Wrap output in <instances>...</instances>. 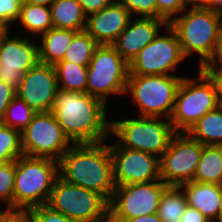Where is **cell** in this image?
<instances>
[{
    "label": "cell",
    "mask_w": 222,
    "mask_h": 222,
    "mask_svg": "<svg viewBox=\"0 0 222 222\" xmlns=\"http://www.w3.org/2000/svg\"><path fill=\"white\" fill-rule=\"evenodd\" d=\"M193 181L222 184V145H204Z\"/></svg>",
    "instance_id": "cb8c5ba5"
},
{
    "label": "cell",
    "mask_w": 222,
    "mask_h": 222,
    "mask_svg": "<svg viewBox=\"0 0 222 222\" xmlns=\"http://www.w3.org/2000/svg\"><path fill=\"white\" fill-rule=\"evenodd\" d=\"M187 206L182 189L168 186L161 196L157 214L163 222H179Z\"/></svg>",
    "instance_id": "484cf974"
},
{
    "label": "cell",
    "mask_w": 222,
    "mask_h": 222,
    "mask_svg": "<svg viewBox=\"0 0 222 222\" xmlns=\"http://www.w3.org/2000/svg\"><path fill=\"white\" fill-rule=\"evenodd\" d=\"M206 8L222 14V0H207Z\"/></svg>",
    "instance_id": "ee69618b"
},
{
    "label": "cell",
    "mask_w": 222,
    "mask_h": 222,
    "mask_svg": "<svg viewBox=\"0 0 222 222\" xmlns=\"http://www.w3.org/2000/svg\"><path fill=\"white\" fill-rule=\"evenodd\" d=\"M76 222H107L109 202L100 194L58 177L46 204Z\"/></svg>",
    "instance_id": "9c48e42d"
},
{
    "label": "cell",
    "mask_w": 222,
    "mask_h": 222,
    "mask_svg": "<svg viewBox=\"0 0 222 222\" xmlns=\"http://www.w3.org/2000/svg\"><path fill=\"white\" fill-rule=\"evenodd\" d=\"M7 211L6 207H2L0 205V218L2 217V215Z\"/></svg>",
    "instance_id": "7dc6e473"
},
{
    "label": "cell",
    "mask_w": 222,
    "mask_h": 222,
    "mask_svg": "<svg viewBox=\"0 0 222 222\" xmlns=\"http://www.w3.org/2000/svg\"><path fill=\"white\" fill-rule=\"evenodd\" d=\"M207 0H182L185 9L206 8Z\"/></svg>",
    "instance_id": "b9f144b4"
},
{
    "label": "cell",
    "mask_w": 222,
    "mask_h": 222,
    "mask_svg": "<svg viewBox=\"0 0 222 222\" xmlns=\"http://www.w3.org/2000/svg\"><path fill=\"white\" fill-rule=\"evenodd\" d=\"M16 96V89L0 80V122L4 119L6 109Z\"/></svg>",
    "instance_id": "e575fe53"
},
{
    "label": "cell",
    "mask_w": 222,
    "mask_h": 222,
    "mask_svg": "<svg viewBox=\"0 0 222 222\" xmlns=\"http://www.w3.org/2000/svg\"><path fill=\"white\" fill-rule=\"evenodd\" d=\"M220 197H221L220 209L216 217V220L214 222H222V184L220 185Z\"/></svg>",
    "instance_id": "bcb514c9"
},
{
    "label": "cell",
    "mask_w": 222,
    "mask_h": 222,
    "mask_svg": "<svg viewBox=\"0 0 222 222\" xmlns=\"http://www.w3.org/2000/svg\"><path fill=\"white\" fill-rule=\"evenodd\" d=\"M107 222H117V221H114V220H111L110 218H108Z\"/></svg>",
    "instance_id": "681fc988"
},
{
    "label": "cell",
    "mask_w": 222,
    "mask_h": 222,
    "mask_svg": "<svg viewBox=\"0 0 222 222\" xmlns=\"http://www.w3.org/2000/svg\"><path fill=\"white\" fill-rule=\"evenodd\" d=\"M38 62L36 38L12 32L0 43V80L16 90L20 86L23 74Z\"/></svg>",
    "instance_id": "5bb4252c"
},
{
    "label": "cell",
    "mask_w": 222,
    "mask_h": 222,
    "mask_svg": "<svg viewBox=\"0 0 222 222\" xmlns=\"http://www.w3.org/2000/svg\"><path fill=\"white\" fill-rule=\"evenodd\" d=\"M186 133L202 145H222V106L207 112Z\"/></svg>",
    "instance_id": "603a6c76"
},
{
    "label": "cell",
    "mask_w": 222,
    "mask_h": 222,
    "mask_svg": "<svg viewBox=\"0 0 222 222\" xmlns=\"http://www.w3.org/2000/svg\"><path fill=\"white\" fill-rule=\"evenodd\" d=\"M54 28L84 31L87 15L77 0H54L49 6Z\"/></svg>",
    "instance_id": "7402d4cb"
},
{
    "label": "cell",
    "mask_w": 222,
    "mask_h": 222,
    "mask_svg": "<svg viewBox=\"0 0 222 222\" xmlns=\"http://www.w3.org/2000/svg\"><path fill=\"white\" fill-rule=\"evenodd\" d=\"M24 0H0V19L13 28L19 20L20 10Z\"/></svg>",
    "instance_id": "836d02e7"
},
{
    "label": "cell",
    "mask_w": 222,
    "mask_h": 222,
    "mask_svg": "<svg viewBox=\"0 0 222 222\" xmlns=\"http://www.w3.org/2000/svg\"><path fill=\"white\" fill-rule=\"evenodd\" d=\"M163 30L132 60L129 74L178 75V68L187 58L174 29L167 24Z\"/></svg>",
    "instance_id": "30bf717a"
},
{
    "label": "cell",
    "mask_w": 222,
    "mask_h": 222,
    "mask_svg": "<svg viewBox=\"0 0 222 222\" xmlns=\"http://www.w3.org/2000/svg\"><path fill=\"white\" fill-rule=\"evenodd\" d=\"M98 46L97 41L86 30L77 32L61 61L88 66Z\"/></svg>",
    "instance_id": "4316f807"
},
{
    "label": "cell",
    "mask_w": 222,
    "mask_h": 222,
    "mask_svg": "<svg viewBox=\"0 0 222 222\" xmlns=\"http://www.w3.org/2000/svg\"><path fill=\"white\" fill-rule=\"evenodd\" d=\"M168 186L160 179L148 183L115 185L109 202V218L117 222L157 213Z\"/></svg>",
    "instance_id": "7c38bea8"
},
{
    "label": "cell",
    "mask_w": 222,
    "mask_h": 222,
    "mask_svg": "<svg viewBox=\"0 0 222 222\" xmlns=\"http://www.w3.org/2000/svg\"><path fill=\"white\" fill-rule=\"evenodd\" d=\"M17 25L19 27L21 26L18 29H24L23 31L25 32L22 30H18V32ZM51 28H53V24L49 6L37 5L23 1L19 20L16 22L13 29V31L16 29L15 33L37 39L40 35L46 33Z\"/></svg>",
    "instance_id": "ffe728a7"
},
{
    "label": "cell",
    "mask_w": 222,
    "mask_h": 222,
    "mask_svg": "<svg viewBox=\"0 0 222 222\" xmlns=\"http://www.w3.org/2000/svg\"><path fill=\"white\" fill-rule=\"evenodd\" d=\"M112 118L110 136L125 148L141 150L160 158L176 134L170 119L136 116ZM118 139V140H117Z\"/></svg>",
    "instance_id": "5b68a950"
},
{
    "label": "cell",
    "mask_w": 222,
    "mask_h": 222,
    "mask_svg": "<svg viewBox=\"0 0 222 222\" xmlns=\"http://www.w3.org/2000/svg\"><path fill=\"white\" fill-rule=\"evenodd\" d=\"M115 185L148 183L160 180L159 158L153 154L110 143Z\"/></svg>",
    "instance_id": "9a60e30c"
},
{
    "label": "cell",
    "mask_w": 222,
    "mask_h": 222,
    "mask_svg": "<svg viewBox=\"0 0 222 222\" xmlns=\"http://www.w3.org/2000/svg\"><path fill=\"white\" fill-rule=\"evenodd\" d=\"M24 2H29L32 4L43 5V6H50L54 2V0H24Z\"/></svg>",
    "instance_id": "f6af8a7d"
},
{
    "label": "cell",
    "mask_w": 222,
    "mask_h": 222,
    "mask_svg": "<svg viewBox=\"0 0 222 222\" xmlns=\"http://www.w3.org/2000/svg\"><path fill=\"white\" fill-rule=\"evenodd\" d=\"M108 109L101 99L88 93L58 88L51 111L73 144H94L111 137Z\"/></svg>",
    "instance_id": "6da1fadb"
},
{
    "label": "cell",
    "mask_w": 222,
    "mask_h": 222,
    "mask_svg": "<svg viewBox=\"0 0 222 222\" xmlns=\"http://www.w3.org/2000/svg\"><path fill=\"white\" fill-rule=\"evenodd\" d=\"M132 15L117 0L87 16L86 31L99 45H112L128 26Z\"/></svg>",
    "instance_id": "ac0fdd59"
},
{
    "label": "cell",
    "mask_w": 222,
    "mask_h": 222,
    "mask_svg": "<svg viewBox=\"0 0 222 222\" xmlns=\"http://www.w3.org/2000/svg\"><path fill=\"white\" fill-rule=\"evenodd\" d=\"M203 146L187 133H176L159 158L160 179L177 187L193 181Z\"/></svg>",
    "instance_id": "4fadbf2b"
},
{
    "label": "cell",
    "mask_w": 222,
    "mask_h": 222,
    "mask_svg": "<svg viewBox=\"0 0 222 222\" xmlns=\"http://www.w3.org/2000/svg\"><path fill=\"white\" fill-rule=\"evenodd\" d=\"M156 4L157 18L168 24L185 10L182 0H156Z\"/></svg>",
    "instance_id": "d6a6232c"
},
{
    "label": "cell",
    "mask_w": 222,
    "mask_h": 222,
    "mask_svg": "<svg viewBox=\"0 0 222 222\" xmlns=\"http://www.w3.org/2000/svg\"><path fill=\"white\" fill-rule=\"evenodd\" d=\"M14 181L15 161L0 164V204L7 210H13Z\"/></svg>",
    "instance_id": "f546056e"
},
{
    "label": "cell",
    "mask_w": 222,
    "mask_h": 222,
    "mask_svg": "<svg viewBox=\"0 0 222 222\" xmlns=\"http://www.w3.org/2000/svg\"><path fill=\"white\" fill-rule=\"evenodd\" d=\"M169 25L174 29L184 56H195L201 68L212 56L222 28V14L207 8L185 9Z\"/></svg>",
    "instance_id": "277c9868"
},
{
    "label": "cell",
    "mask_w": 222,
    "mask_h": 222,
    "mask_svg": "<svg viewBox=\"0 0 222 222\" xmlns=\"http://www.w3.org/2000/svg\"><path fill=\"white\" fill-rule=\"evenodd\" d=\"M24 222H31L29 219H28V217H27V215H26V212L24 211Z\"/></svg>",
    "instance_id": "c3c4849f"
},
{
    "label": "cell",
    "mask_w": 222,
    "mask_h": 222,
    "mask_svg": "<svg viewBox=\"0 0 222 222\" xmlns=\"http://www.w3.org/2000/svg\"><path fill=\"white\" fill-rule=\"evenodd\" d=\"M180 222H211L196 208L187 206Z\"/></svg>",
    "instance_id": "f35d334b"
},
{
    "label": "cell",
    "mask_w": 222,
    "mask_h": 222,
    "mask_svg": "<svg viewBox=\"0 0 222 222\" xmlns=\"http://www.w3.org/2000/svg\"><path fill=\"white\" fill-rule=\"evenodd\" d=\"M132 15V17L157 18L156 0H117Z\"/></svg>",
    "instance_id": "1f68e13d"
},
{
    "label": "cell",
    "mask_w": 222,
    "mask_h": 222,
    "mask_svg": "<svg viewBox=\"0 0 222 222\" xmlns=\"http://www.w3.org/2000/svg\"><path fill=\"white\" fill-rule=\"evenodd\" d=\"M25 212L31 222H76L47 205L33 207Z\"/></svg>",
    "instance_id": "4dcf8cb0"
},
{
    "label": "cell",
    "mask_w": 222,
    "mask_h": 222,
    "mask_svg": "<svg viewBox=\"0 0 222 222\" xmlns=\"http://www.w3.org/2000/svg\"><path fill=\"white\" fill-rule=\"evenodd\" d=\"M73 145L52 111L36 113L21 132V147L25 156L59 161Z\"/></svg>",
    "instance_id": "8fae6325"
},
{
    "label": "cell",
    "mask_w": 222,
    "mask_h": 222,
    "mask_svg": "<svg viewBox=\"0 0 222 222\" xmlns=\"http://www.w3.org/2000/svg\"><path fill=\"white\" fill-rule=\"evenodd\" d=\"M58 84L54 65L38 62L23 74L16 95L36 113L50 112Z\"/></svg>",
    "instance_id": "2e32d148"
},
{
    "label": "cell",
    "mask_w": 222,
    "mask_h": 222,
    "mask_svg": "<svg viewBox=\"0 0 222 222\" xmlns=\"http://www.w3.org/2000/svg\"><path fill=\"white\" fill-rule=\"evenodd\" d=\"M167 24L165 20L154 17H132L112 46L130 64L139 51L148 45Z\"/></svg>",
    "instance_id": "e0dca14e"
},
{
    "label": "cell",
    "mask_w": 222,
    "mask_h": 222,
    "mask_svg": "<svg viewBox=\"0 0 222 222\" xmlns=\"http://www.w3.org/2000/svg\"><path fill=\"white\" fill-rule=\"evenodd\" d=\"M58 88L87 93V66L59 61L55 65Z\"/></svg>",
    "instance_id": "d4e9b609"
},
{
    "label": "cell",
    "mask_w": 222,
    "mask_h": 222,
    "mask_svg": "<svg viewBox=\"0 0 222 222\" xmlns=\"http://www.w3.org/2000/svg\"><path fill=\"white\" fill-rule=\"evenodd\" d=\"M12 28L10 24L0 19V43L11 33Z\"/></svg>",
    "instance_id": "7bdbcfd3"
},
{
    "label": "cell",
    "mask_w": 222,
    "mask_h": 222,
    "mask_svg": "<svg viewBox=\"0 0 222 222\" xmlns=\"http://www.w3.org/2000/svg\"><path fill=\"white\" fill-rule=\"evenodd\" d=\"M58 177V161L20 156L15 160L13 210L25 211L46 205Z\"/></svg>",
    "instance_id": "3957f363"
},
{
    "label": "cell",
    "mask_w": 222,
    "mask_h": 222,
    "mask_svg": "<svg viewBox=\"0 0 222 222\" xmlns=\"http://www.w3.org/2000/svg\"><path fill=\"white\" fill-rule=\"evenodd\" d=\"M128 76L129 64L115 48L99 45L87 66V93L109 106L108 99L125 95Z\"/></svg>",
    "instance_id": "ba28073f"
},
{
    "label": "cell",
    "mask_w": 222,
    "mask_h": 222,
    "mask_svg": "<svg viewBox=\"0 0 222 222\" xmlns=\"http://www.w3.org/2000/svg\"><path fill=\"white\" fill-rule=\"evenodd\" d=\"M76 33L77 31L53 27L40 35L37 38L39 62L55 65L61 61Z\"/></svg>",
    "instance_id": "44dd1931"
},
{
    "label": "cell",
    "mask_w": 222,
    "mask_h": 222,
    "mask_svg": "<svg viewBox=\"0 0 222 222\" xmlns=\"http://www.w3.org/2000/svg\"><path fill=\"white\" fill-rule=\"evenodd\" d=\"M0 222H24V211L7 210L0 218Z\"/></svg>",
    "instance_id": "ab89813d"
},
{
    "label": "cell",
    "mask_w": 222,
    "mask_h": 222,
    "mask_svg": "<svg viewBox=\"0 0 222 222\" xmlns=\"http://www.w3.org/2000/svg\"><path fill=\"white\" fill-rule=\"evenodd\" d=\"M214 82L216 87L217 103L222 106V71L220 69H201Z\"/></svg>",
    "instance_id": "74e56055"
},
{
    "label": "cell",
    "mask_w": 222,
    "mask_h": 222,
    "mask_svg": "<svg viewBox=\"0 0 222 222\" xmlns=\"http://www.w3.org/2000/svg\"><path fill=\"white\" fill-rule=\"evenodd\" d=\"M35 114L36 112L16 95L8 105L1 123L21 133L32 121Z\"/></svg>",
    "instance_id": "83f0119b"
},
{
    "label": "cell",
    "mask_w": 222,
    "mask_h": 222,
    "mask_svg": "<svg viewBox=\"0 0 222 222\" xmlns=\"http://www.w3.org/2000/svg\"><path fill=\"white\" fill-rule=\"evenodd\" d=\"M125 222H163V221L158 217L157 213H153L150 215H143L131 218L126 220Z\"/></svg>",
    "instance_id": "60d3db41"
},
{
    "label": "cell",
    "mask_w": 222,
    "mask_h": 222,
    "mask_svg": "<svg viewBox=\"0 0 222 222\" xmlns=\"http://www.w3.org/2000/svg\"><path fill=\"white\" fill-rule=\"evenodd\" d=\"M23 156L21 133L0 122V164L15 161Z\"/></svg>",
    "instance_id": "f1b7e54d"
},
{
    "label": "cell",
    "mask_w": 222,
    "mask_h": 222,
    "mask_svg": "<svg viewBox=\"0 0 222 222\" xmlns=\"http://www.w3.org/2000/svg\"><path fill=\"white\" fill-rule=\"evenodd\" d=\"M185 75L129 74L126 92L131 103L136 104V116L170 119L175 97Z\"/></svg>",
    "instance_id": "8992f818"
},
{
    "label": "cell",
    "mask_w": 222,
    "mask_h": 222,
    "mask_svg": "<svg viewBox=\"0 0 222 222\" xmlns=\"http://www.w3.org/2000/svg\"><path fill=\"white\" fill-rule=\"evenodd\" d=\"M188 206L199 210L211 222L216 220L220 209V185L191 181L179 186Z\"/></svg>",
    "instance_id": "d6986e66"
},
{
    "label": "cell",
    "mask_w": 222,
    "mask_h": 222,
    "mask_svg": "<svg viewBox=\"0 0 222 222\" xmlns=\"http://www.w3.org/2000/svg\"><path fill=\"white\" fill-rule=\"evenodd\" d=\"M84 13L88 16L91 13L98 12L110 5L114 0H77Z\"/></svg>",
    "instance_id": "8d00e7d4"
},
{
    "label": "cell",
    "mask_w": 222,
    "mask_h": 222,
    "mask_svg": "<svg viewBox=\"0 0 222 222\" xmlns=\"http://www.w3.org/2000/svg\"><path fill=\"white\" fill-rule=\"evenodd\" d=\"M197 71V75L184 76L179 84L170 117L176 133H186L202 116L218 106L214 82L200 68Z\"/></svg>",
    "instance_id": "52a82bcc"
},
{
    "label": "cell",
    "mask_w": 222,
    "mask_h": 222,
    "mask_svg": "<svg viewBox=\"0 0 222 222\" xmlns=\"http://www.w3.org/2000/svg\"><path fill=\"white\" fill-rule=\"evenodd\" d=\"M222 67V28L212 56L200 69H220Z\"/></svg>",
    "instance_id": "d590c367"
},
{
    "label": "cell",
    "mask_w": 222,
    "mask_h": 222,
    "mask_svg": "<svg viewBox=\"0 0 222 222\" xmlns=\"http://www.w3.org/2000/svg\"><path fill=\"white\" fill-rule=\"evenodd\" d=\"M64 181L102 195L110 202L115 183L110 146L105 142L74 144L58 161Z\"/></svg>",
    "instance_id": "7a4b0ae2"
}]
</instances>
